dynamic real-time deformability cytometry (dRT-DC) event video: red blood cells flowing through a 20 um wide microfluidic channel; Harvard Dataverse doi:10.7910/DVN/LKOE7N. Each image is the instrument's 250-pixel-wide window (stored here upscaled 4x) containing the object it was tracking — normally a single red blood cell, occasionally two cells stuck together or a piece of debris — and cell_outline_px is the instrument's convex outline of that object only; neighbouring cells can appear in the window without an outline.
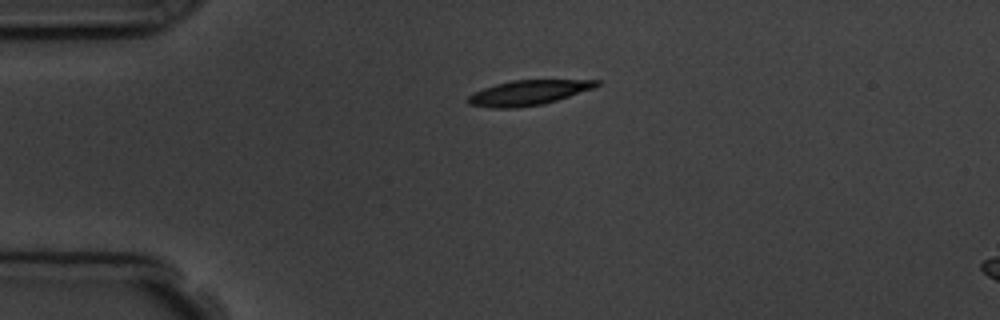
{"species": "common noctule bat (a hibernating species)", "species_latin": "Nyctalus noctula", "temperature_condition": "room temperature", "stored_images_in_passage": 3, "camera_frame_rate_fps": 3000, "um_per_image_px": 0.085, "animal": {"sex": "male", "body_mass_g": 19.5, "forearm_length_mm": 54.6}, "frame": {"image": 1, "passage_image": 1, "time_ms": 0.0, "image_size_px": [1000, 320], "cell_outline_px": [[600, 84], [596, 88], [544, 104], [516, 108], [492, 108], [468, 104], [468, 96], [472, 92], [496, 84], [512, 80], [600, 80]], "centroid_in_image_um": [44.92, 7.88], "position_along_channel_um": 40.1, "area_um2": 18.79}}